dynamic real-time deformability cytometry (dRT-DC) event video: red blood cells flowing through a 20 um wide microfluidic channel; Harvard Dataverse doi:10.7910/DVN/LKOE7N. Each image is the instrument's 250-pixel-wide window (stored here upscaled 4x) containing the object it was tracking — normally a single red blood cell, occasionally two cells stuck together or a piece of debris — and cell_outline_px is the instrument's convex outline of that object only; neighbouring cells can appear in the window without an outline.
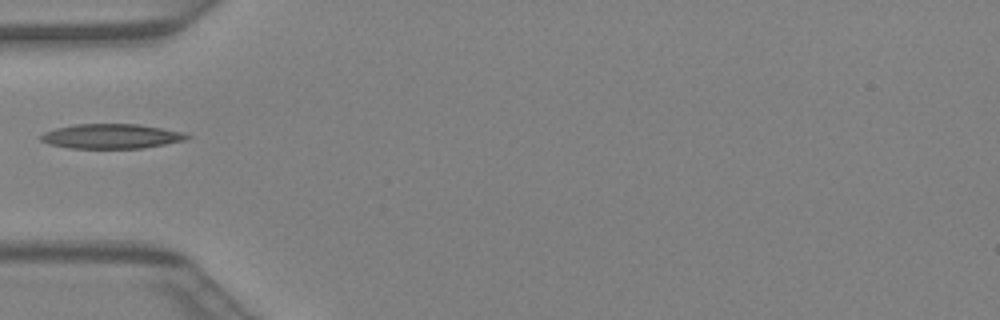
{"species": "Egyptian fruit bat (a non-hibernating species)", "species_latin": "Rousettus aegyptiacus", "temperature_condition": "warm", "stored_images_in_passage": 25, "camera_frame_rate_fps": 3000, "um_per_image_px": 0.085, "animal": {"sex": "female"}, "frame": {"image": 1, "passage_image": 1, "time_ms": 0.0, "image_size_px": [1000, 320], "cell_outline_px": [[192, 136], [184, 140], [144, 148], [68, 148], [48, 144], [40, 140], [40, 136], [44, 132], [56, 128], [76, 124], [136, 124], [184, 132]], "centroid_in_image_um": [9.44, 11.58], "position_along_channel_um": 75.6, "area_um2": 20.92}}
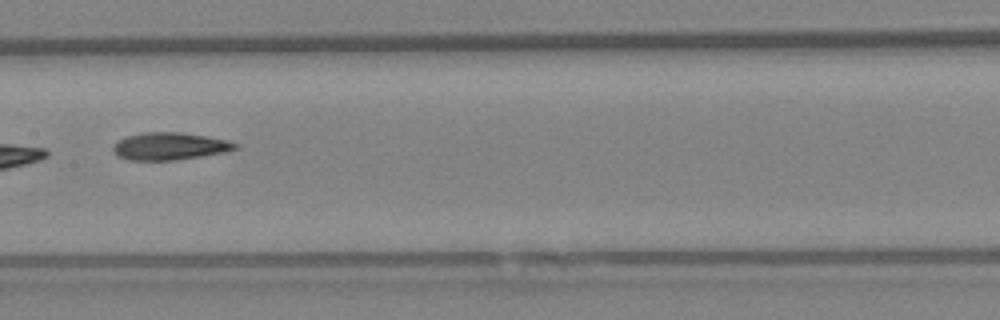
{"frame": {"image": 2, "passage_image": 8, "time_ms": 2.333, "image_size_px": [1000, 320], "cell_outline_px": [[240, 148], [228, 152], [176, 160], [128, 160], [116, 156], [112, 148], [120, 140], [128, 136], [144, 132], [180, 132], [228, 140], [240, 144]], "centroid_in_image_um": [14.49, 12.44], "position_along_channel_um": 192.9, "area_um2": 19.59}}
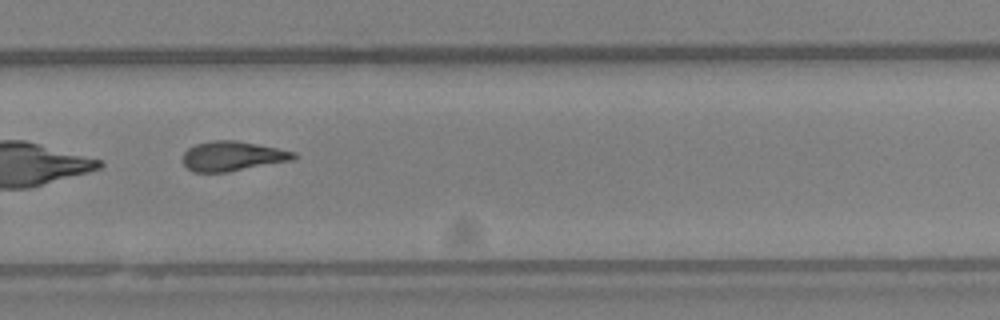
{"frame": {"image": 3, "passage_image": 15, "time_ms": 4.667, "image_size_px": [1000, 320], "cell_outline_px": [[296, 156], [292, 160], [228, 172], [192, 172], [184, 164], [184, 152], [188, 148], [196, 144], [212, 140], [236, 140], [296, 152]], "centroid_in_image_um": [19.74, 13.27], "position_along_channel_um": 310.1, "area_um2": 19.02}}